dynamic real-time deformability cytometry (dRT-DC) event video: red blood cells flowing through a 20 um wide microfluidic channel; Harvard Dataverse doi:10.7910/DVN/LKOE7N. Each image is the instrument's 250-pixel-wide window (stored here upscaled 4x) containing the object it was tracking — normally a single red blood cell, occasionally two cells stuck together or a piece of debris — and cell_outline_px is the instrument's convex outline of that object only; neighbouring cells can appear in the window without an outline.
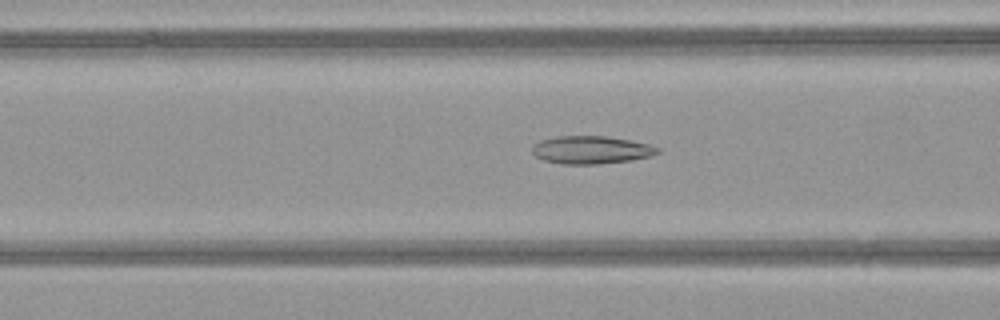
{"species": "common noctule bat (a hibernating species)", "species_latin": "Nyctalus noctula", "temperature_condition": "warm", "stored_images_in_passage": 39, "camera_frame_rate_fps": 3000, "um_per_image_px": 0.085, "animal": {"sex": "female", "body_mass_g": 21.9}, "frame": {"image": 1, "passage_image": 9, "time_ms": 2.667, "image_size_px": [1000, 320], "cell_outline_px": [[660, 152], [652, 156], [632, 160], [596, 164], [560, 164], [544, 160], [536, 156], [532, 152], [532, 144], [540, 140], [556, 136], [608, 136], [648, 144], [660, 148]], "centroid_in_image_um": [50.23, 12.74], "position_along_channel_um": 116.4, "area_um2": 20.46}}
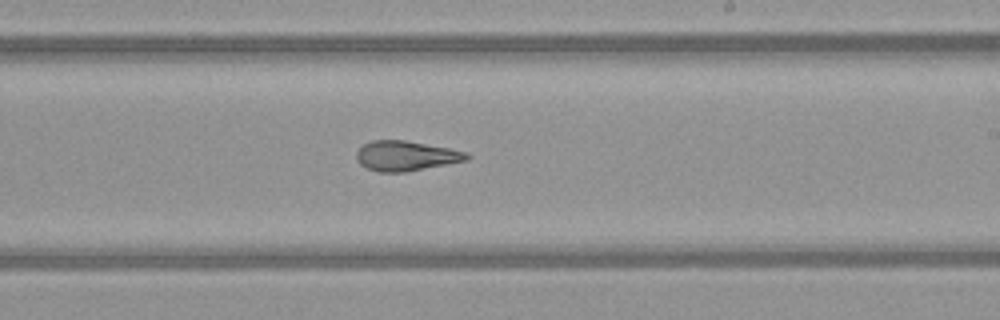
{"frame": {"image": 2, "passage_image": 19, "time_ms": 6.0, "image_size_px": [1000, 320], "cell_outline_px": [[472, 156], [468, 160], [404, 172], [380, 172], [368, 168], [360, 164], [356, 160], [356, 152], [364, 144], [372, 140], [404, 140], [448, 148], [468, 152]], "centroid_in_image_um": [34.51, 13.24], "position_along_channel_um": 254.5, "area_um2": 19.13}}
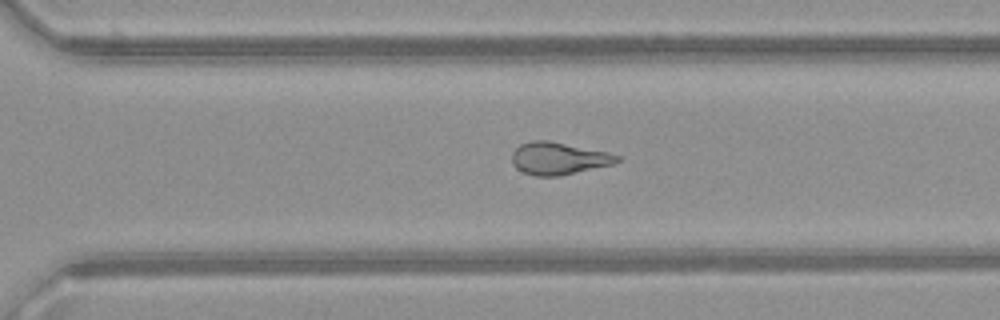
{"frame": {"image": 3, "passage_image": 24, "time_ms": 7.667, "image_size_px": [1000, 320], "cell_outline_px": [[620, 160], [612, 164], [560, 176], [536, 176], [524, 172], [516, 168], [512, 164], [512, 152], [520, 144], [532, 140], [548, 140], [608, 152], [620, 156]], "centroid_in_image_um": [47.45, 13.46], "position_along_channel_um": 323.1, "area_um2": 19.77}, "authors_computed_cell_mechanics": {"area_um2": 20.3456, "velocity_mm_per_s": 4.1295, "shape_relaxation_time_tau1_ms": null, "shape_relaxation_time_tau2_ms": 1.8476, "deformation_change_tau1": null, "deformation_change_tau2": 0.0929}}